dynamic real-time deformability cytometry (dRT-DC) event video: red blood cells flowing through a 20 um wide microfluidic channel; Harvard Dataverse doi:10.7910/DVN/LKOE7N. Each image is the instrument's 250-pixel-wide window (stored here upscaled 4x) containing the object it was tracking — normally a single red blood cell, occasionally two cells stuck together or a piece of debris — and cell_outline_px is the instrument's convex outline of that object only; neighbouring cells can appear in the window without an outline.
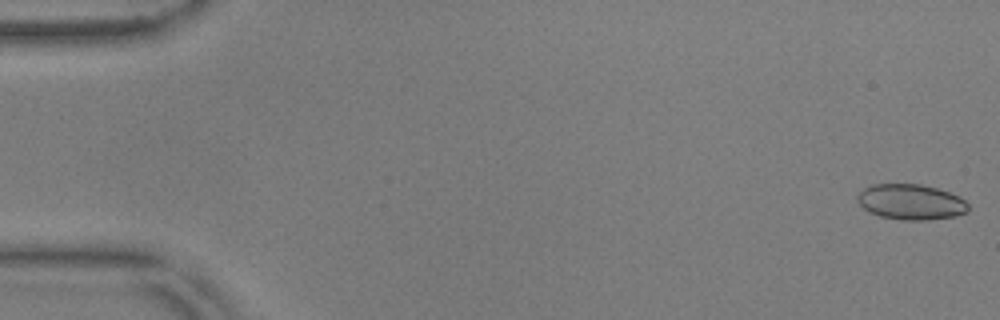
{"species": "common noctule bat (a hibernating species)", "species_latin": "Nyctalus noctula", "temperature_condition": "warm", "stored_images_in_passage": 53, "camera_frame_rate_fps": 3000, "um_per_image_px": 0.085, "animal": {"sex": "male", "body_mass_g": 17.9, "forearm_length_mm": 54.2}, "frame": {"image": 1, "passage_image": 1, "time_ms": 0.0, "image_size_px": [1000, 320], "cell_outline_px": [[968, 208], [964, 212], [956, 216], [924, 220], [900, 220], [880, 216], [868, 212], [860, 204], [856, 196], [864, 188], [872, 184], [920, 184], [936, 188], [960, 196], [968, 204]], "centroid_in_image_um": [77.4, 17.16], "position_along_channel_um": 7.6, "area_um2": 22.83}}
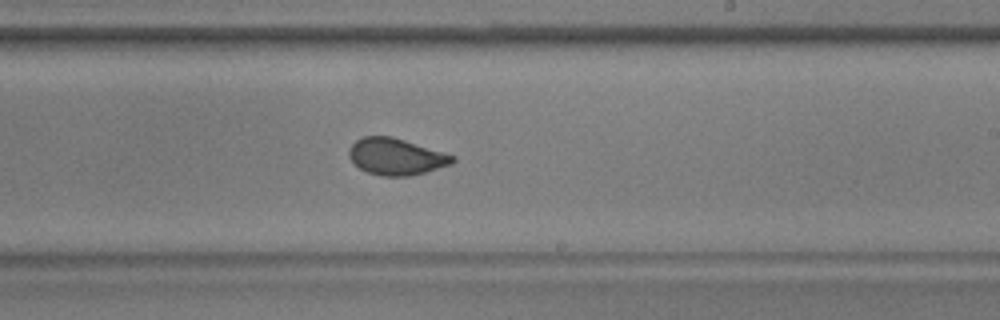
{"frame": {"image": 2, "passage_image": 33, "time_ms": 10.667, "image_size_px": [1000, 320], "cell_outline_px": [[456, 160], [452, 164], [424, 172], [408, 176], [380, 176], [368, 172], [360, 168], [348, 156], [348, 152], [352, 144], [356, 140], [364, 136], [392, 136], [456, 156]], "centroid_in_image_um": [33.67, 13.31], "position_along_channel_um": 255.3, "area_um2": 21.96}}
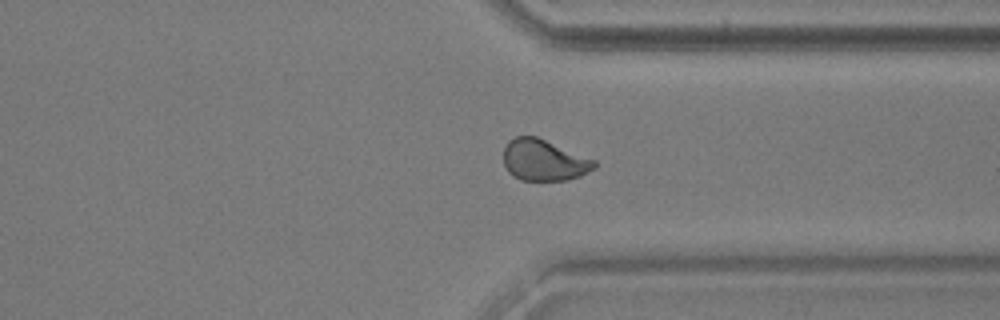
{"frame": {"image": 3, "passage_image": 42, "time_ms": 13.667, "image_size_px": [1000, 320], "cell_outline_px": [[596, 168], [580, 176], [568, 180], [520, 180], [512, 176], [508, 172], [504, 164], [504, 148], [508, 140], [516, 136], [536, 136], [596, 160]], "centroid_in_image_um": [46.23, 13.62], "position_along_channel_um": 365.2, "area_um2": 21.96}}